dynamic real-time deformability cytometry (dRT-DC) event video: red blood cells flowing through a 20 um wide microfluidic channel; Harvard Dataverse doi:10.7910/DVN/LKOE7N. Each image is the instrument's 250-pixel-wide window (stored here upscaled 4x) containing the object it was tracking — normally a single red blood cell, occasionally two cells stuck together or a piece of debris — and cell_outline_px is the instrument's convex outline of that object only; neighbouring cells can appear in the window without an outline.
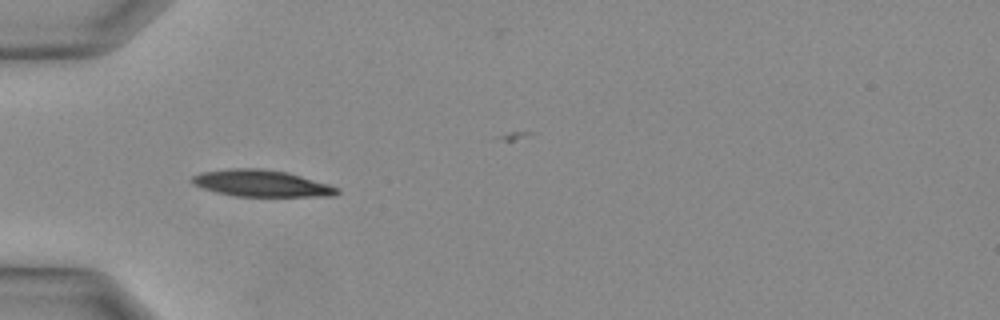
{"species": "Egyptian fruit bat (a non-hibernating species)", "species_latin": "Rousettus aegyptiacus", "temperature_condition": "warm", "stored_images_in_passage": 20, "camera_frame_rate_fps": 3000, "um_per_image_px": 0.085, "animal": {"sex": "female"}, "frame": {"image": 1, "passage_image": 1, "time_ms": 0.0, "image_size_px": [1000, 320], "cell_outline_px": [[340, 192], [332, 196], [236, 196], [216, 192], [192, 184], [192, 176], [200, 172], [228, 168], [260, 168], [288, 172], [328, 184], [340, 188]], "centroid_in_image_um": [22.22, 15.57], "position_along_channel_um": 62.8, "area_um2": 22.54}}
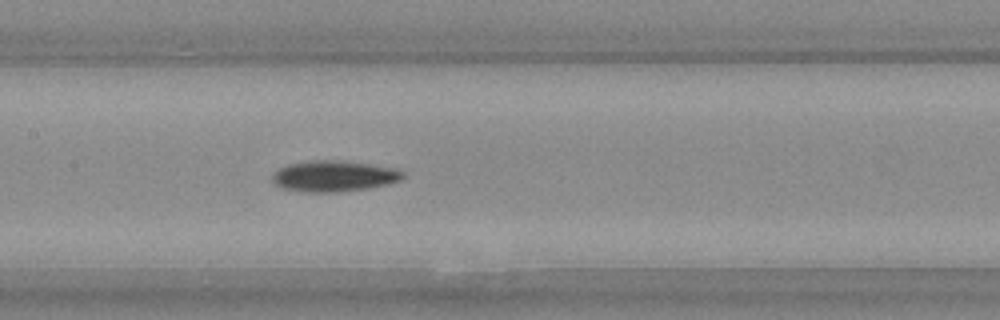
{"frame": {"image": 2, "passage_image": 7, "time_ms": 2.0, "image_size_px": [1000, 320], "cell_outline_px": [[404, 176], [400, 180], [388, 184], [368, 188], [336, 192], [304, 192], [280, 188], [272, 184], [272, 176], [280, 168], [288, 164], [312, 160], [344, 160], [400, 168], [404, 172]], "centroid_in_image_um": [28.4, 14.96], "position_along_channel_um": 179.0, "area_um2": 23.93}}
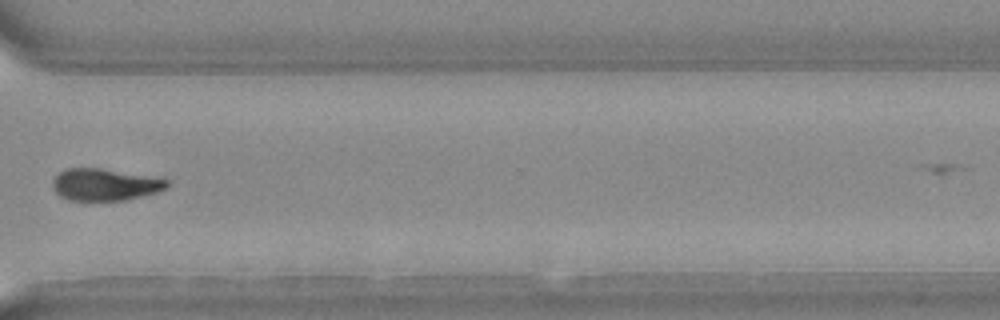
{"frame": {"image": 3, "passage_image": 16, "time_ms": 5.0, "image_size_px": [1000, 320], "cell_outline_px": [[168, 188], [156, 192], [128, 200], [68, 200], [60, 196], [56, 192], [52, 184], [52, 180], [60, 172], [68, 168], [100, 168], [168, 180]], "centroid_in_image_um": [8.89, 15.7], "position_along_channel_um": 361.7, "area_um2": 20.98}}